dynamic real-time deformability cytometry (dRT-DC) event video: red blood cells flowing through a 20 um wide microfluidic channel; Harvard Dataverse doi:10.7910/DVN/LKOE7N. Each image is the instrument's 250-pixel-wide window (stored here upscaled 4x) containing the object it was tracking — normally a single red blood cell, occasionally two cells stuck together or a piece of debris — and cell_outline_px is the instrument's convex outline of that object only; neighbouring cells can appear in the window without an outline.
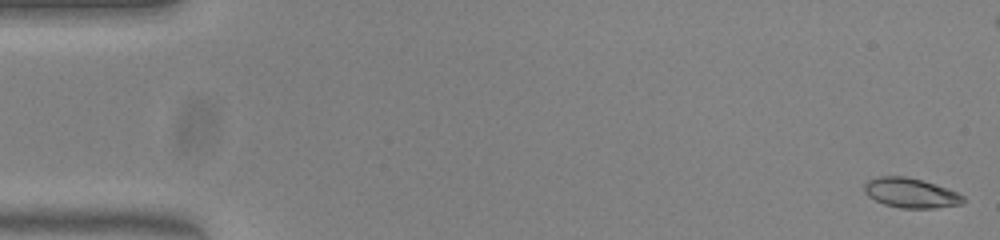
{"species": "common noctule bat (a hibernating species)", "species_latin": "Nyctalus noctula", "temperature_condition": "warm", "stored_images_in_passage": 53, "camera_frame_rate_fps": 3000, "um_per_image_px": 0.085, "animal": {"sex": "female", "body_mass_g": 23.0, "forearm_length_mm": 53.4}, "frame": {"image": 1, "passage_image": 1, "time_ms": 0.0, "image_size_px": [1000, 240], "cell_outline_px": [[964, 204], [932, 208], [900, 208], [884, 204], [868, 196], [864, 192], [864, 184], [868, 180], [876, 176], [908, 176], [924, 180], [948, 188], [964, 196]], "centroid_in_image_um": [77.41, 16.39], "position_along_channel_um": 7.6, "area_um2": 17.34}}
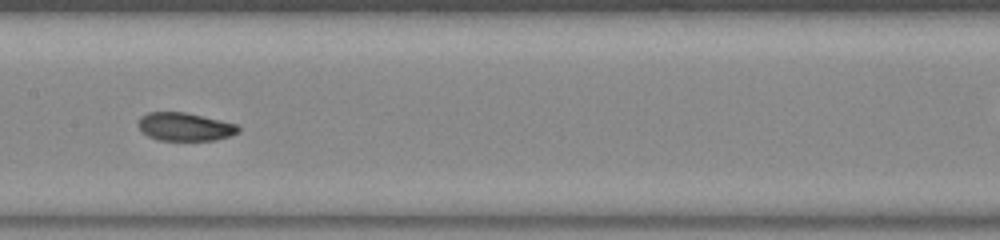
{"frame": {"image": 2, "passage_image": 26, "time_ms": 8.333, "image_size_px": [1000, 240], "cell_outline_px": [[240, 132], [216, 140], [160, 140], [148, 136], [140, 128], [140, 116], [148, 112], [184, 112], [236, 124], [240, 128]], "centroid_in_image_um": [15.73, 10.77], "position_along_channel_um": 191.7, "area_um2": 16.13}}
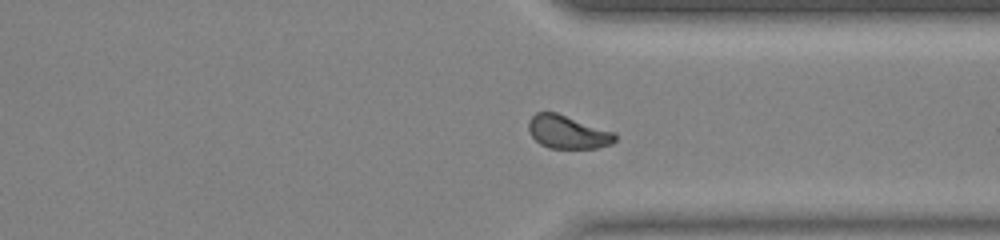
{"frame": {"image": 3, "passage_image": 39, "time_ms": 12.667, "image_size_px": [1000, 240], "cell_outline_px": [[616, 140], [612, 144], [596, 148], [548, 148], [540, 144], [528, 132], [528, 120], [536, 112], [556, 112], [616, 132]], "centroid_in_image_um": [48.26, 11.22], "position_along_channel_um": 363.1, "area_um2": 16.94}, "authors_computed_cell_mechanics": {"area_um2": 16.9354, "velocity_mm_per_s": 3.9593, "shape_relaxation_time_tau1_ms": null, "shape_relaxation_time_tau2_ms": 1.7545, "deformation_change_tau1": null, "deformation_change_tau2": 0.0578}}